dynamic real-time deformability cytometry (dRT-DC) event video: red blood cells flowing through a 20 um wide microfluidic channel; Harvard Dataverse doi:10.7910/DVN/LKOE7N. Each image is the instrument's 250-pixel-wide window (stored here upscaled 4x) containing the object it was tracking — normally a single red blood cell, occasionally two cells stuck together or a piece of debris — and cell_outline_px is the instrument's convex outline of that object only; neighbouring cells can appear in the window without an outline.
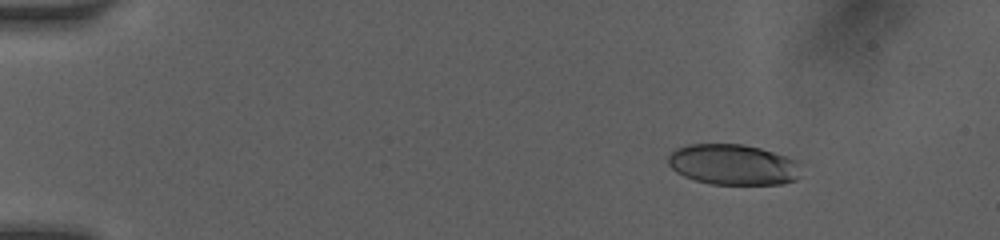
{"species": "human", "species_latin": "Homo sapiens", "temperature_condition": "room temperature", "stored_images_in_passage": 11, "camera_frame_rate_fps": 3000, "um_per_image_px": 0.085, "donor": {"sex": "female"}, "frame": {"image": 1, "passage_image": 3, "time_ms": 2.0, "image_size_px": [1000, 240], "cell_outline_px": [[800, 176], [796, 180], [780, 184], [712, 184], [696, 180], [684, 176], [676, 172], [668, 164], [668, 156], [676, 148], [688, 144], [744, 144], [760, 148], [788, 156], [800, 160]], "centroid_in_image_um": [62.36, 13.98], "position_along_channel_um": 22.6, "area_um2": 31.79}}
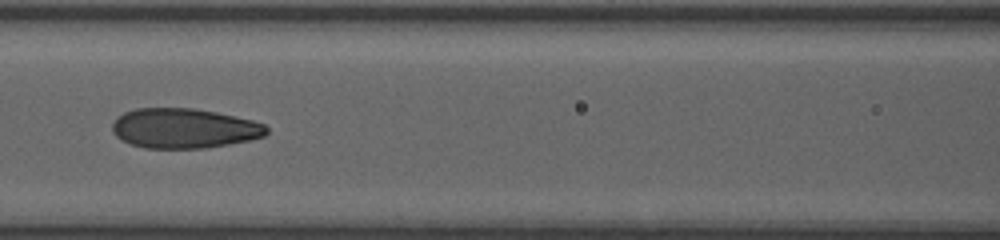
{"frame": {"image": 2, "passage_image": 8, "time_ms": 7.667, "image_size_px": [1000, 240], "cell_outline_px": [[268, 132], [264, 136], [248, 140], [228, 144], [204, 148], [144, 148], [132, 144], [116, 136], [112, 132], [112, 124], [124, 112], [136, 108], [192, 108], [216, 112], [252, 120], [264, 124], [268, 128]], "centroid_in_image_um": [15.65, 10.9], "position_along_channel_um": 151.0, "area_um2": 35.6}}
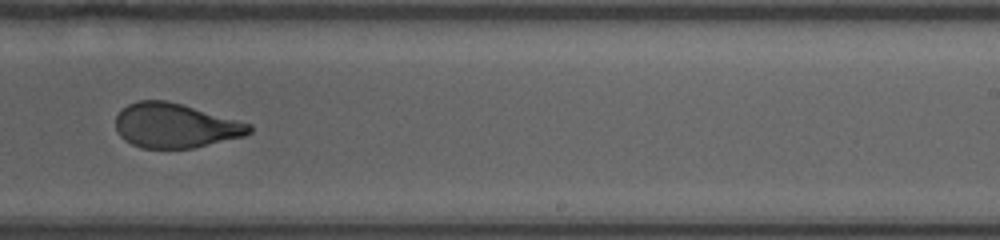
{"frame": {"image": 3, "passage_image": 11, "time_ms": 10.667, "image_size_px": [1000, 240], "cell_outline_px": [[252, 132], [244, 136], [192, 148], [140, 148], [124, 140], [120, 136], [116, 128], [116, 116], [128, 104], [136, 100], [168, 100], [252, 124]], "centroid_in_image_um": [14.89, 10.67], "position_along_channel_um": 274.1, "area_um2": 34.62}}